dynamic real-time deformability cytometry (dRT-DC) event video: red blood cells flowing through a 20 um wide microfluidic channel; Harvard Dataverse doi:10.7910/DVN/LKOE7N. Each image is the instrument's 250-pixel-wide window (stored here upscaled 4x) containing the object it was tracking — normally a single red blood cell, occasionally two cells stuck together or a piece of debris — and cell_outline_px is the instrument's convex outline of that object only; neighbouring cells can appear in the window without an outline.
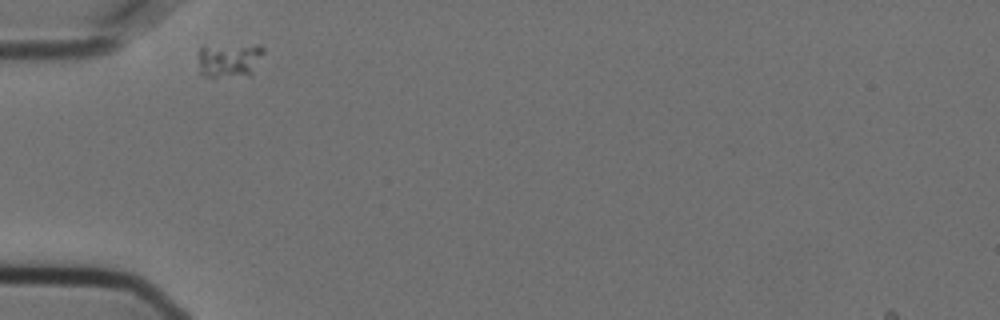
{"species": "Egyptian fruit bat (a non-hibernating species)", "species_latin": "Rousettus aegyptiacus", "temperature_condition": "cold", "stored_images_in_passage": 32, "camera_frame_rate_fps": 3000, "um_per_image_px": 0.085, "animal": {"sex": "female"}, "frame": {"image": 1, "passage_image": 1, "time_ms": 0.0, "image_size_px": [1000, 320], "cell_outline_px": [[264, 52], [252, 72], [248, 76], [204, 76], [200, 72], [200, 48], [204, 44], [256, 44], [264, 48]], "centroid_in_image_um": [19.5, 5.04], "position_along_channel_um": 65.5, "area_um2": 13.29}}
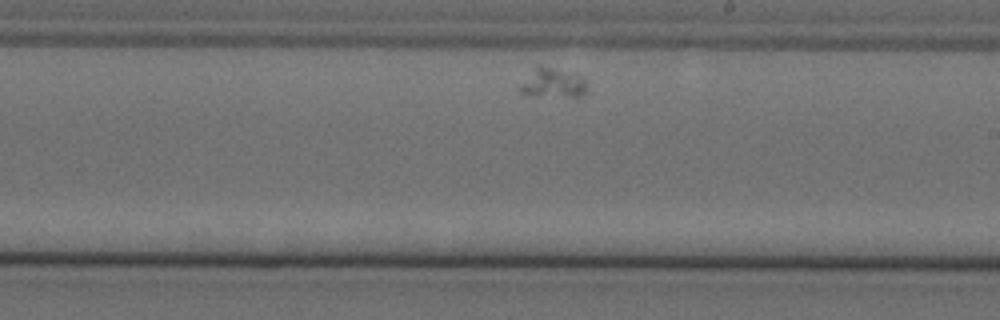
{"frame": {"image": 2, "passage_image": 19, "time_ms": 6.0, "image_size_px": [1000, 320], "cell_outline_px": [[584, 96], [576, 100], [520, 92], [520, 88], [536, 68], [540, 64], [580, 72], [584, 76]], "centroid_in_image_um": [47.17, 7.05], "position_along_channel_um": 241.8, "area_um2": 11.79}}
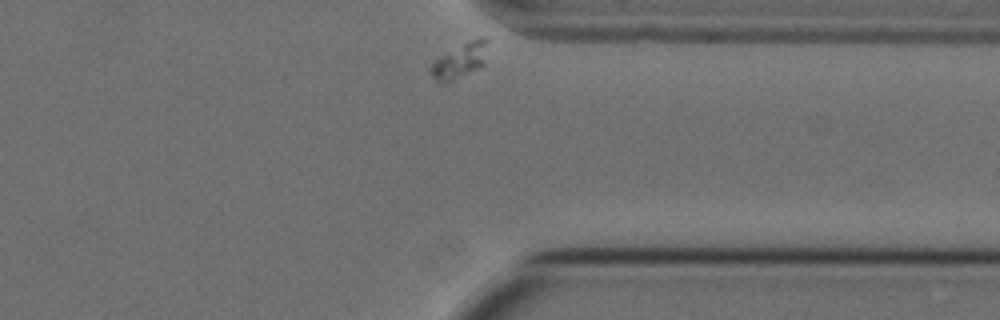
{"frame": {"image": 3, "passage_image": 32, "time_ms": 10.333, "image_size_px": [1000, 320], "cell_outline_px": [[488, 40], [484, 64], [480, 68], [444, 84], [440, 84], [432, 76], [432, 60], [468, 40], [480, 36], [484, 36]], "centroid_in_image_um": [39.11, 5.13], "position_along_channel_um": 372.3, "area_um2": 11.79}}